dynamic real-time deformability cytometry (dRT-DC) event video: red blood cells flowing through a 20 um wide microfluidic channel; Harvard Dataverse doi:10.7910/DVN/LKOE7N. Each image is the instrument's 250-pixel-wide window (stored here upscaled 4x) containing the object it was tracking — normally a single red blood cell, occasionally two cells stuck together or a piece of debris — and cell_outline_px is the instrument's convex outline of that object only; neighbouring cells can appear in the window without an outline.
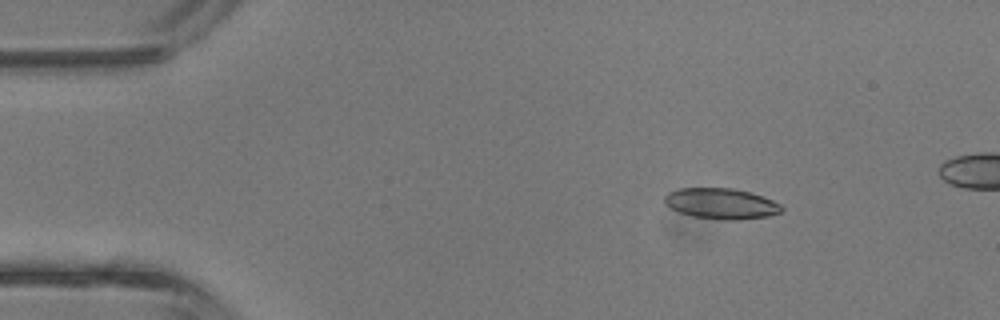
{"species": "common noctule bat (a hibernating species)", "species_latin": "Nyctalus noctula", "temperature_condition": "room temperature", "stored_images_in_passage": 34, "camera_frame_rate_fps": 3000, "um_per_image_px": 0.085, "animal": {"sex": "male", "body_mass_g": 13.3}, "frame": {"image": 1, "passage_image": 1, "time_ms": 0.0, "image_size_px": [1000, 320], "cell_outline_px": [[784, 208], [780, 212], [768, 216], [740, 220], [724, 220], [692, 216], [680, 212], [664, 204], [664, 196], [668, 192], [680, 188], [732, 188], [752, 192], [764, 196], [780, 204]], "centroid_in_image_um": [61.31, 17.3], "position_along_channel_um": 23.7, "area_um2": 21.1}}
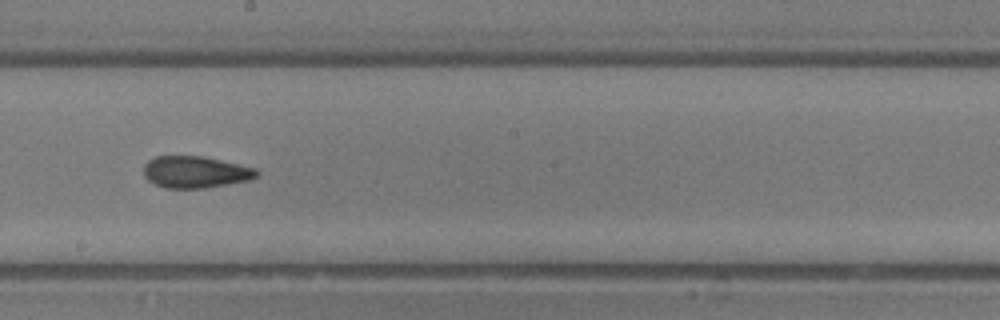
{"frame": {"image": 2, "passage_image": 18, "time_ms": 5.667, "image_size_px": [1000, 320], "cell_outline_px": [[260, 172], [256, 176], [248, 180], [204, 188], [164, 188], [148, 180], [144, 176], [144, 164], [148, 160], [156, 156], [204, 156], [256, 168]], "centroid_in_image_um": [16.59, 14.61], "position_along_channel_um": 231.6, "area_um2": 20.87}}
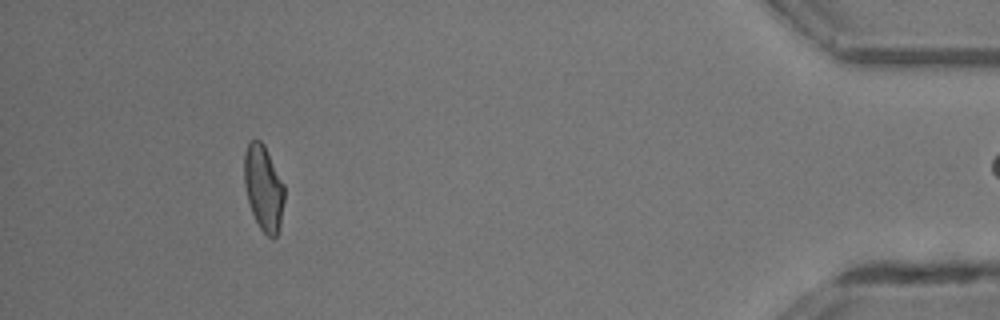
{"frame": {"image": 3, "passage_image": 33, "time_ms": 10.667, "image_size_px": [1000, 320], "cell_outline_px": [[284, 200], [280, 224], [276, 236], [268, 236], [260, 228], [252, 212], [248, 200], [244, 184], [244, 152], [248, 144], [252, 140], [260, 140], [264, 144], [284, 184]], "centroid_in_image_um": [22.39, 15.94], "position_along_channel_um": 412.8, "area_um2": 19.77}, "authors_computed_cell_mechanics": {"area_um2": 21.2126, "velocity_mm_per_s": 4.9571, "shape_relaxation_time_tau1_ms": 6.2769, "shape_relaxation_time_tau2_ms": 1.8558, "deformation_change_tau1": 0.1719, "deformation_change_tau2": 0.0943}}